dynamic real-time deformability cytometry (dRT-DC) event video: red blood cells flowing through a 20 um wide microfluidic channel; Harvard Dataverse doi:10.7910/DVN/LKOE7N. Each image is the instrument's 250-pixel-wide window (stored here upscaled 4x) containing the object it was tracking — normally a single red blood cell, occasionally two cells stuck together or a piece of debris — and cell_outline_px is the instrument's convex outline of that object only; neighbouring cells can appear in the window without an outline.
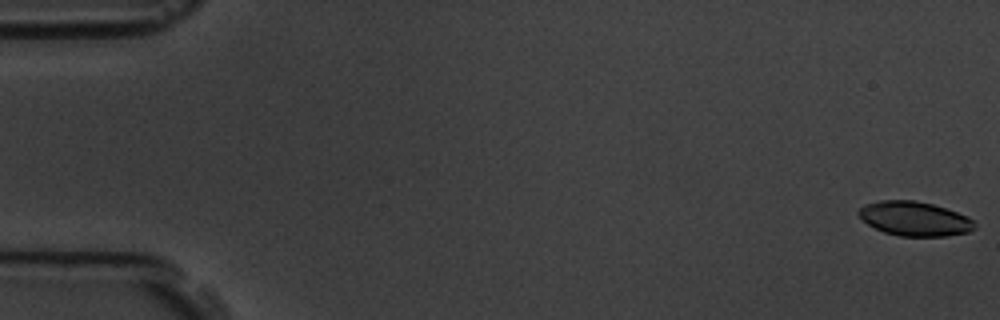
{"species": "common noctule bat (a hibernating species)", "species_latin": "Nyctalus noctula", "temperature_condition": "room temperature", "stored_images_in_passage": 7, "camera_frame_rate_fps": 3000, "um_per_image_px": 0.085, "animal": {"sex": "male", "body_mass_g": 19.5, "forearm_length_mm": 54.6}, "frame": {"image": 1, "passage_image": 1, "time_ms": 0.0, "image_size_px": [1000, 320], "cell_outline_px": [[976, 228], [968, 232], [948, 236], [900, 236], [884, 232], [868, 224], [856, 212], [864, 204], [880, 200], [916, 200], [932, 204], [968, 216], [976, 224]], "centroid_in_image_um": [77.75, 18.59], "position_along_channel_um": 7.3, "area_um2": 23.18}}
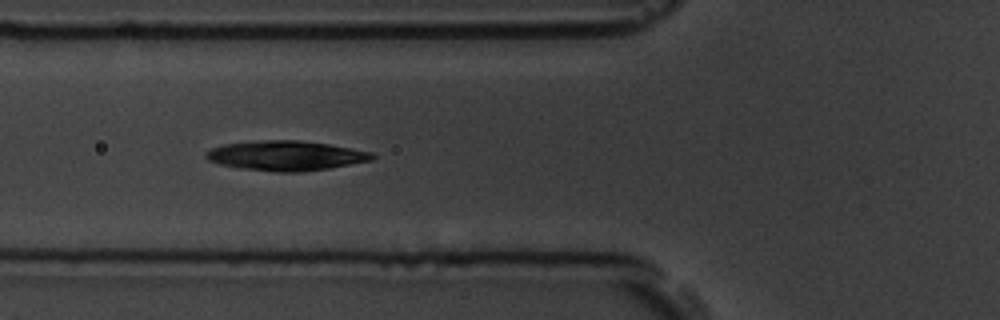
{"frame": {"image": 2, "passage_image": 6, "time_ms": 6.667, "image_size_px": [1000, 320], "cell_outline_px": [[376, 156], [372, 160], [328, 168], [300, 172], [276, 172], [240, 168], [220, 164], [208, 160], [204, 156], [204, 152], [212, 148], [224, 144], [264, 140], [300, 140], [328, 144], [352, 148], [372, 152]], "centroid_in_image_um": [24.29, 13.23], "position_along_channel_um": 101.5, "area_um2": 28.78}}
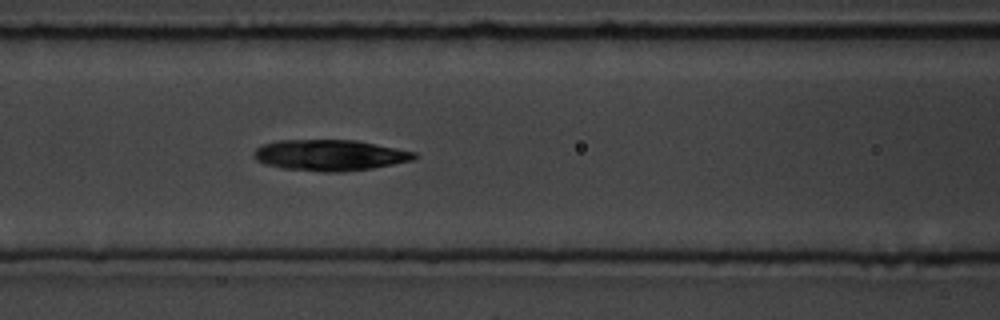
{"frame": {"image": 3, "passage_image": 7, "time_ms": 7.667, "image_size_px": [1000, 320], "cell_outline_px": [[416, 156], [412, 160], [372, 168], [340, 172], [324, 172], [284, 168], [264, 164], [256, 160], [252, 156], [252, 152], [256, 148], [264, 144], [276, 140], [356, 140], [416, 152]], "centroid_in_image_um": [27.98, 13.18], "position_along_channel_um": 138.6, "area_um2": 28.9}}